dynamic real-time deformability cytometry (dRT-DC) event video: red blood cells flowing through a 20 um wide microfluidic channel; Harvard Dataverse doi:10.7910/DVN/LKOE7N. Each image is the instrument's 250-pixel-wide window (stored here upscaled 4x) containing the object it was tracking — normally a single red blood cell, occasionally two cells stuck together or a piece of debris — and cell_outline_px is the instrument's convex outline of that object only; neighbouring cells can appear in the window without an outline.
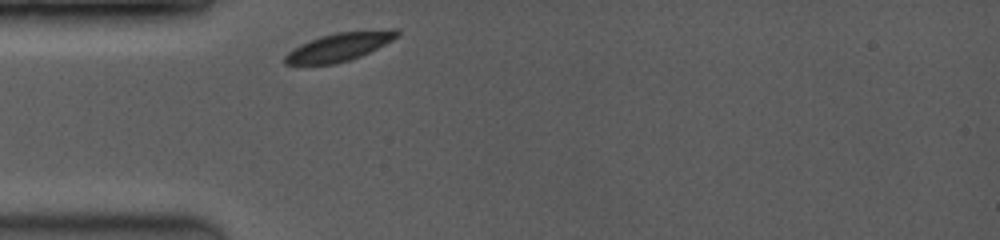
{"species": "common noctule bat (a hibernating species)", "species_latin": "Nyctalus noctula", "temperature_condition": "room temperature", "stored_images_in_passage": 19, "camera_frame_rate_fps": 3500, "um_per_image_px": 0.085, "animal": {"sex": "female", "body_mass_g": 19.0, "forearm_length_mm": 53.3}, "frame": {"image": 1, "passage_image": 1, "time_ms": 0.0, "image_size_px": [1000, 240], "cell_outline_px": [[400, 32], [392, 40], [360, 56], [336, 64], [284, 64], [284, 56], [288, 52], [300, 44], [320, 36], [336, 32], [392, 28], [396, 28]], "centroid_in_image_um": [28.84, 3.96], "position_along_channel_um": 56.2, "area_um2": 18.38}}
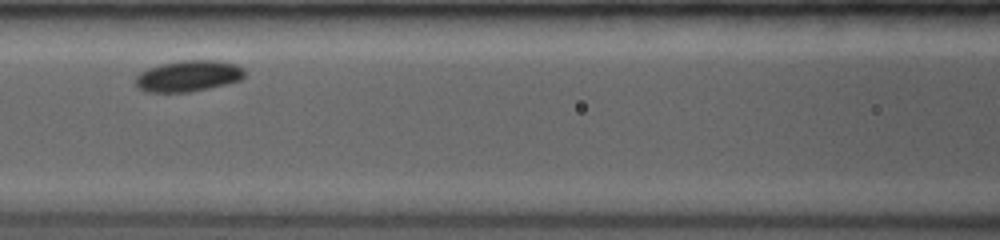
{"frame": {"image": 2, "passage_image": 8, "time_ms": 2.571, "image_size_px": [1000, 240], "cell_outline_px": [[244, 80], [208, 88], [188, 92], [148, 92], [140, 88], [136, 84], [136, 76], [140, 72], [148, 68], [160, 64], [180, 60], [220, 60], [236, 64], [244, 68]], "centroid_in_image_um": [16.05, 6.44], "position_along_channel_um": 150.5, "area_um2": 19.94}}
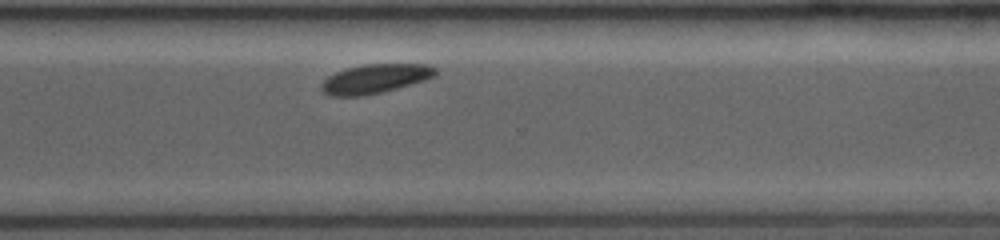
{"frame": {"image": 3, "passage_image": 19, "time_ms": 7.429, "image_size_px": [1000, 240], "cell_outline_px": [[436, 72], [432, 76], [424, 80], [396, 88], [380, 92], [360, 96], [328, 96], [320, 92], [320, 84], [328, 76], [336, 72], [348, 68], [364, 64], [428, 64], [436, 68]], "centroid_in_image_um": [31.8, 6.7], "position_along_channel_um": 338.8, "area_um2": 19.25}}